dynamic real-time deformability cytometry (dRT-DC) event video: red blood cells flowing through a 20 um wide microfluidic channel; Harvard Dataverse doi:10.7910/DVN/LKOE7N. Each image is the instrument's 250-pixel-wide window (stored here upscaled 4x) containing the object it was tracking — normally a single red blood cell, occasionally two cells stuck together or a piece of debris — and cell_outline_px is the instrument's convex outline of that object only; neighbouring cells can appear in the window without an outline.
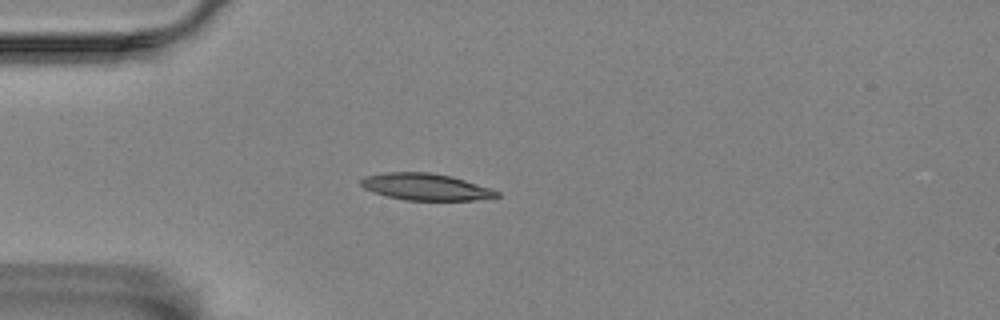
{"species": "Egyptian fruit bat (a non-hibernating species)", "species_latin": "Rousettus aegyptiacus", "temperature_condition": "room temperature", "stored_images_in_passage": 45, "camera_frame_rate_fps": 3000, "um_per_image_px": 0.085, "animal": {"sex": "female"}, "frame": {"image": 1, "passage_image": 3, "time_ms": 0.667, "image_size_px": [1000, 320], "cell_outline_px": [[500, 196], [476, 200], [404, 200], [372, 192], [364, 188], [360, 184], [360, 180], [364, 176], [384, 172], [428, 172], [452, 176], [492, 188], [500, 192]], "centroid_in_image_um": [36.18, 15.88], "position_along_channel_um": 48.8, "area_um2": 21.33}}
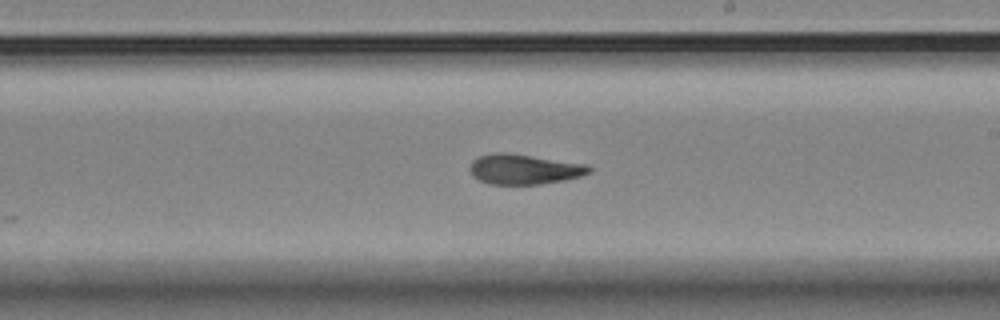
{"frame": {"image": 2, "passage_image": 21, "time_ms": 6.667, "image_size_px": [1000, 320], "cell_outline_px": [[592, 172], [580, 176], [564, 180], [540, 184], [488, 184], [472, 176], [468, 168], [472, 160], [480, 156], [496, 152], [504, 152], [588, 164], [592, 168]], "centroid_in_image_um": [44.54, 14.38], "position_along_channel_um": 244.5, "area_um2": 20.98}}
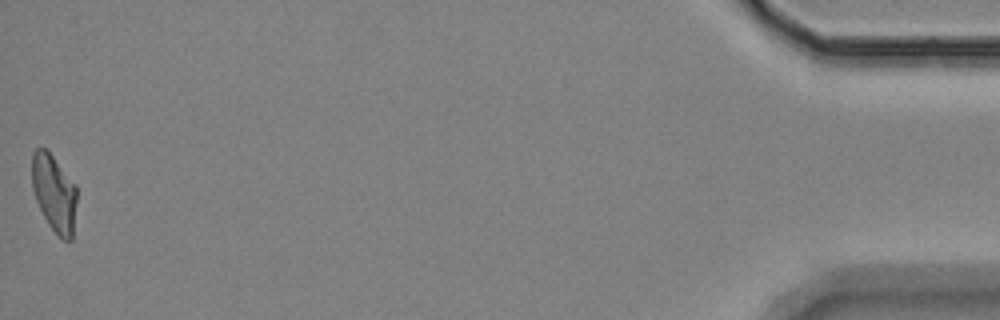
{"frame": {"image": 3, "passage_image": 45, "time_ms": 14.667, "image_size_px": [1000, 320], "cell_outline_px": [[76, 200], [72, 240], [64, 240], [48, 224], [36, 200], [32, 188], [32, 152], [36, 148], [48, 148], [76, 184]], "centroid_in_image_um": [4.6, 16.34], "position_along_channel_um": 430.6, "area_um2": 20.29}, "authors_computed_cell_mechanics": {"area_um2": 21.1548, "velocity_mm_per_s": 3.4726, "shape_relaxation_time_tau1_ms": 6.7778, "shape_relaxation_time_tau2_ms": 3.2121, "deformation_change_tau1": 0.1724, "deformation_change_tau2": 0.105}}